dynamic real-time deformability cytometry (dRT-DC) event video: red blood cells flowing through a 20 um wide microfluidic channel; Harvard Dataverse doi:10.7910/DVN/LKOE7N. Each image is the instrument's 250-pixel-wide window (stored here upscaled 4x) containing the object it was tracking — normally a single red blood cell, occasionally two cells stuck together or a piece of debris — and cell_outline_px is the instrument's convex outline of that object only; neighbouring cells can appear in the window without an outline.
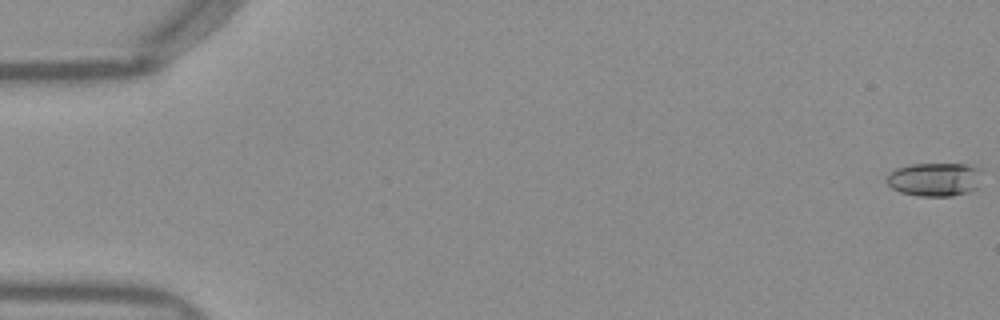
{"species": "Egyptian fruit bat (a non-hibernating species)", "species_latin": "Rousettus aegyptiacus", "temperature_condition": "warm", "stored_images_in_passage": 52, "camera_frame_rate_fps": 3000, "um_per_image_px": 0.085, "frame": {"image": 1, "passage_image": 1, "time_ms": 0.0, "image_size_px": [1000, 320], "cell_outline_px": [[984, 168], [976, 188], [968, 192], [952, 196], [920, 196], [900, 192], [892, 188], [884, 180], [896, 168], [912, 164], [968, 164]], "centroid_in_image_um": [79.49, 15.24], "position_along_channel_um": 5.5, "area_um2": 18.84}}
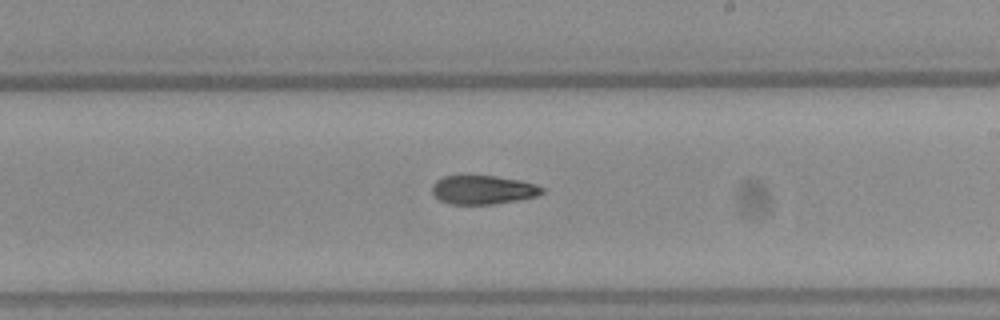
{"frame": {"image": 2, "passage_image": 31, "time_ms": 10.0, "image_size_px": [1000, 320], "cell_outline_px": [[544, 192], [536, 196], [520, 200], [496, 204], [452, 204], [440, 200], [432, 192], [432, 184], [436, 180], [444, 176], [496, 176], [520, 180], [536, 184], [544, 188]], "centroid_in_image_um": [41.08, 16.13], "position_along_channel_um": 247.9, "area_um2": 18.5}}
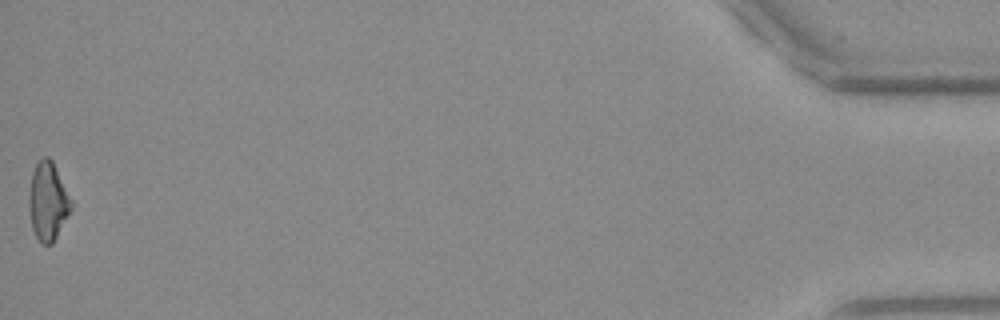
{"frame": {"image": 3, "passage_image": 52, "time_ms": 17.0, "image_size_px": [1000, 320], "cell_outline_px": [[72, 208], [52, 244], [44, 244], [36, 236], [32, 228], [28, 208], [28, 196], [32, 172], [36, 164], [44, 156], [48, 156], [52, 160], [72, 200]], "centroid_in_image_um": [4.06, 17.09], "position_along_channel_um": 431.1, "area_um2": 19.13}, "authors_computed_cell_mechanics": {"area_um2": 18.8717, "velocity_mm_per_s": 4.0071, "shape_relaxation_time_tau1_ms": null, "shape_relaxation_time_tau2_ms": 6.7295, "deformation_change_tau1": null, "deformation_change_tau2": 0.1573}}